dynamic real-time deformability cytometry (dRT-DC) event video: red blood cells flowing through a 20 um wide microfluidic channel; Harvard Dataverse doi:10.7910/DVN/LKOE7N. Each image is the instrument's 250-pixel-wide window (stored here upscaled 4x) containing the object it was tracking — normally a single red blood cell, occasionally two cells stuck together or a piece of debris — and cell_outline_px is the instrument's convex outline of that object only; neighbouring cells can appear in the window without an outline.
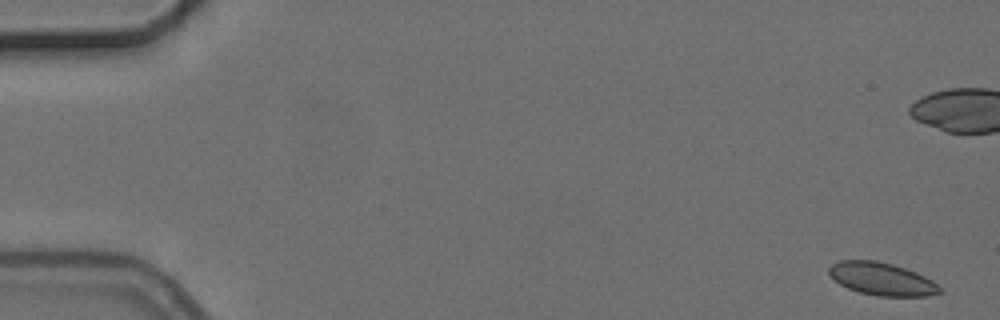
{"species": "common noctule bat (a hibernating species)", "species_latin": "Nyctalus noctula", "temperature_condition": "cold", "stored_images_in_passage": 7, "camera_frame_rate_fps": 3000, "um_per_image_px": 0.085, "animal": {"sex": "female", "body_mass_g": 24.6, "forearm_length_mm": 56.2}, "frame": {"image": 1, "passage_image": 1, "time_ms": 0.0, "image_size_px": [1000, 320], "cell_outline_px": [[944, 292], [928, 296], [880, 296], [860, 292], [848, 288], [840, 284], [828, 272], [828, 268], [832, 264], [840, 260], [876, 260], [892, 264], [916, 272], [932, 280], [944, 288]], "centroid_in_image_um": [75.01, 23.71], "position_along_channel_um": 10.0, "area_um2": 21.15}}